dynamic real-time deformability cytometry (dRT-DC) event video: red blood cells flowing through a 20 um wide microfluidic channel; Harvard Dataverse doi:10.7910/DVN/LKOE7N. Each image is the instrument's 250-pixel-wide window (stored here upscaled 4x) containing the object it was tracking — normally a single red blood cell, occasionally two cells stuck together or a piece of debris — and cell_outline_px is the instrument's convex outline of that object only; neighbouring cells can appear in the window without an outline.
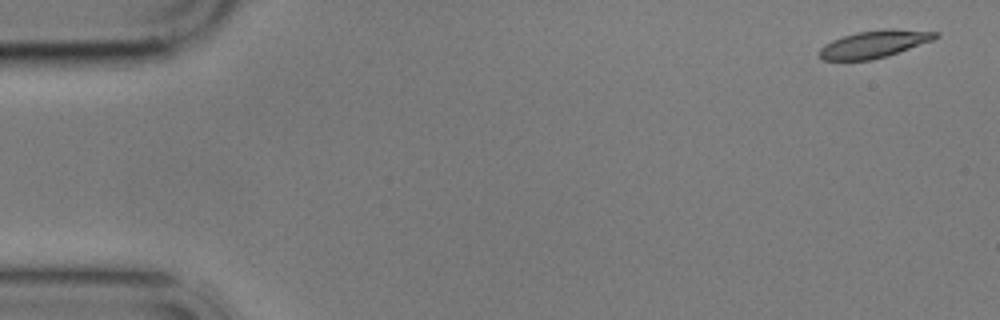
{"species": "common noctule bat (a hibernating species)", "species_latin": "Nyctalus noctula", "temperature_condition": "cold", "stored_images_in_passage": 6, "segment_of_instrument_passage": [2, 2], "camera_frame_rate_fps": 3000, "um_per_image_px": 0.085, "animal": {"sex": "male", "body_mass_g": 17.9}, "frame": {"image": 1, "passage_image": 6, "time_ms": 6.0, "image_size_px": [1000, 320], "cell_outline_px": [[940, 36], [932, 40], [888, 56], [872, 60], [824, 60], [820, 56], [820, 48], [824, 44], [832, 40], [856, 32], [884, 28], [892, 28], [940, 32]], "centroid_in_image_um": [74.34, 3.73], "position_along_channel_um": 10.7, "area_um2": 18.55}}